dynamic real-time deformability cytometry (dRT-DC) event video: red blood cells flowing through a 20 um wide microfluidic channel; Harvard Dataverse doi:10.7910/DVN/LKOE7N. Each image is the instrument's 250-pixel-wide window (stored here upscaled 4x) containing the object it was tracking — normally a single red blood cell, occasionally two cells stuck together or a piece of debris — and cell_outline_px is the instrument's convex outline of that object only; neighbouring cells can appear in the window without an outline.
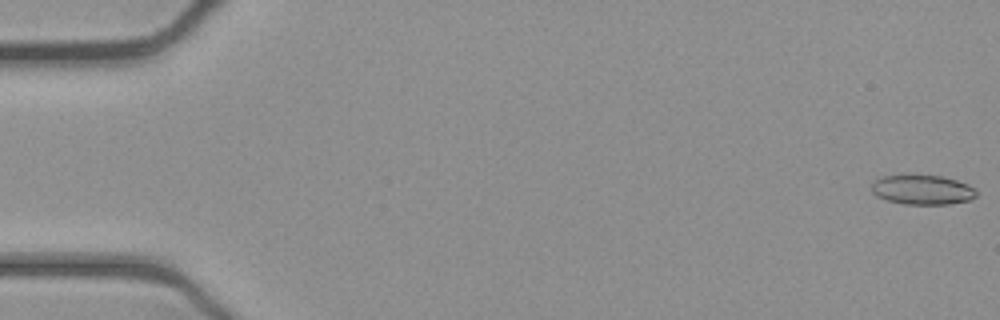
{"species": "common noctule bat (a hibernating species)", "species_latin": "Nyctalus noctula", "temperature_condition": "cold", "stored_images_in_passage": 54, "camera_frame_rate_fps": 3000, "um_per_image_px": 0.085, "animal": {"sex": "female", "body_mass_g": 21.9}, "frame": {"image": 1, "passage_image": 1, "time_ms": 0.0, "image_size_px": [1000, 320], "cell_outline_px": [[976, 196], [972, 200], [948, 204], [904, 204], [888, 200], [876, 196], [872, 192], [872, 184], [880, 176], [940, 176], [956, 180], [968, 184], [976, 192]], "centroid_in_image_um": [78.41, 16.15], "position_along_channel_um": 6.6, "area_um2": 17.8}}
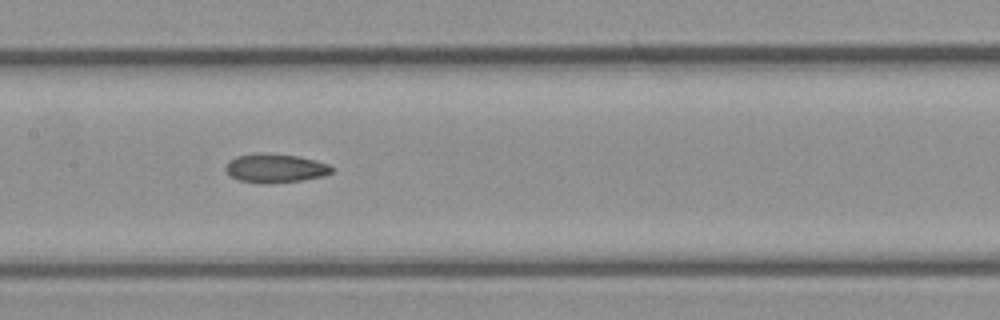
{"frame": {"image": 2, "passage_image": 26, "time_ms": 8.333, "image_size_px": [1000, 320], "cell_outline_px": [[332, 172], [324, 176], [300, 180], [268, 184], [264, 184], [240, 180], [228, 176], [224, 168], [228, 160], [236, 156], [260, 152], [300, 156], [316, 160], [328, 164], [332, 168]], "centroid_in_image_um": [23.35, 14.29], "position_along_channel_um": 184.0, "area_um2": 18.09}}
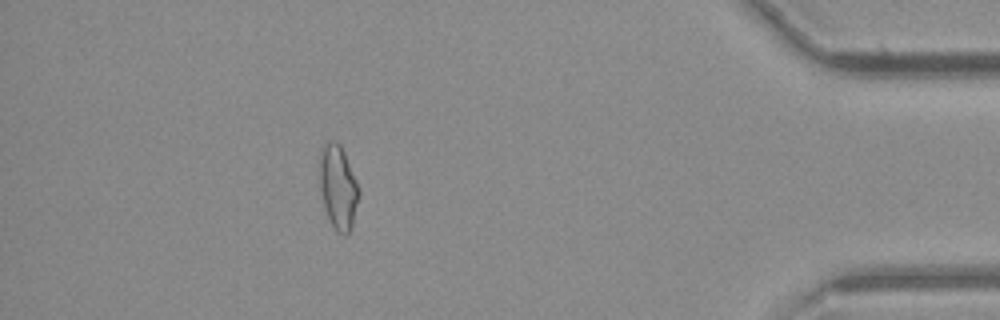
{"frame": {"image": 3, "passage_image": 47, "time_ms": 15.333, "image_size_px": [1000, 320], "cell_outline_px": [[360, 192], [352, 228], [344, 236], [336, 232], [328, 220], [324, 208], [320, 192], [320, 148], [328, 140], [336, 140], [340, 144], [344, 152], [360, 188]], "centroid_in_image_um": [28.74, 15.93], "position_along_channel_um": 406.5, "area_um2": 19.65}}